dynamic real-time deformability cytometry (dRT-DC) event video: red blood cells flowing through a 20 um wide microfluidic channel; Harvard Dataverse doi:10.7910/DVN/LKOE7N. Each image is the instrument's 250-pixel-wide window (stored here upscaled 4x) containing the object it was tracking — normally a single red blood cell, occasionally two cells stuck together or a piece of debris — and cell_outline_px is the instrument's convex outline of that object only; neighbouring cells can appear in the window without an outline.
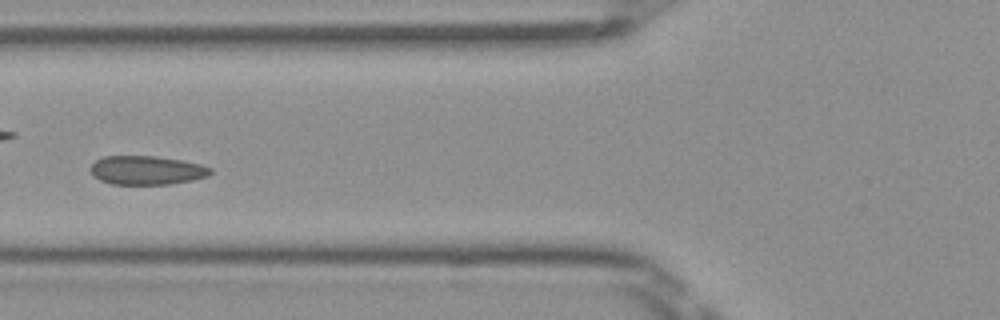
{"species": "Egyptian fruit bat (a non-hibernating species)", "species_latin": "Rousettus aegyptiacus", "temperature_condition": "room temperature", "stored_images_in_passage": 52, "camera_frame_rate_fps": 3000, "um_per_image_px": 0.085, "frame": {"image": 1, "passage_image": 21, "time_ms": 6.667, "image_size_px": [1000, 320], "cell_outline_px": [[212, 172], [208, 176], [192, 180], [168, 184], [112, 184], [100, 180], [92, 176], [92, 164], [96, 160], [104, 156], [156, 156], [184, 160], [200, 164], [212, 168]], "centroid_in_image_um": [12.49, 14.46], "position_along_channel_um": 113.3, "area_um2": 20.17}}
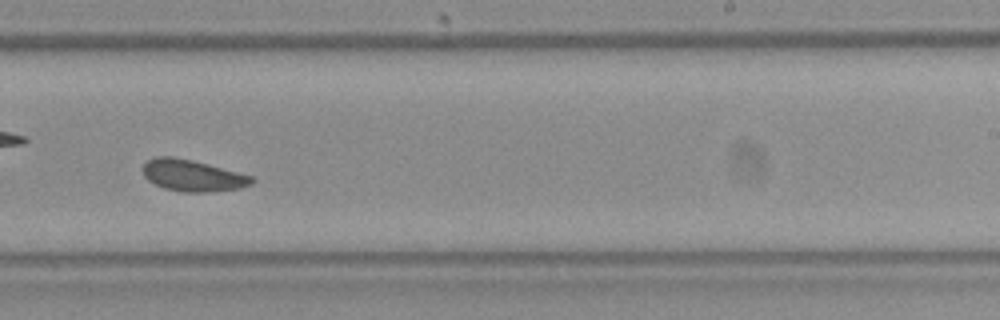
{"frame": {"image": 2, "passage_image": 33, "time_ms": 10.667, "image_size_px": [1000, 320], "cell_outline_px": [[256, 180], [252, 184], [240, 188], [208, 192], [180, 192], [164, 188], [148, 180], [144, 176], [140, 168], [148, 160], [156, 156], [172, 156], [192, 160], [208, 164], [252, 176]], "centroid_in_image_um": [16.34, 14.92], "position_along_channel_um": 272.7, "area_um2": 20.11}}
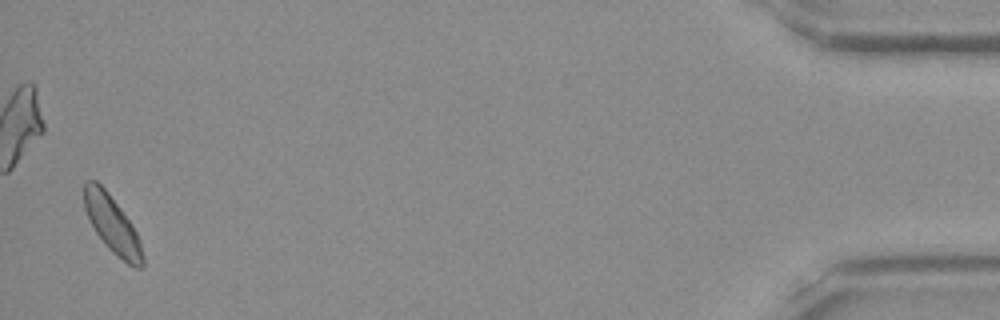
{"frame": {"image": 3, "passage_image": 51, "time_ms": 16.667, "image_size_px": [1000, 320], "cell_outline_px": [[144, 264], [140, 268], [132, 268], [116, 256], [104, 244], [96, 232], [84, 208], [84, 180], [96, 180], [108, 192], [132, 224], [140, 240], [144, 256]], "centroid_in_image_um": [9.56, 19.11], "position_along_channel_um": 425.6, "area_um2": 19.59}, "authors_computed_cell_mechanics": {"area_um2": 20.2011, "velocity_mm_per_s": 3.9775, "shape_relaxation_time_tau1_ms": null, "shape_relaxation_time_tau2_ms": 2.1945, "deformation_change_tau1": null, "deformation_change_tau2": 0.0476}}